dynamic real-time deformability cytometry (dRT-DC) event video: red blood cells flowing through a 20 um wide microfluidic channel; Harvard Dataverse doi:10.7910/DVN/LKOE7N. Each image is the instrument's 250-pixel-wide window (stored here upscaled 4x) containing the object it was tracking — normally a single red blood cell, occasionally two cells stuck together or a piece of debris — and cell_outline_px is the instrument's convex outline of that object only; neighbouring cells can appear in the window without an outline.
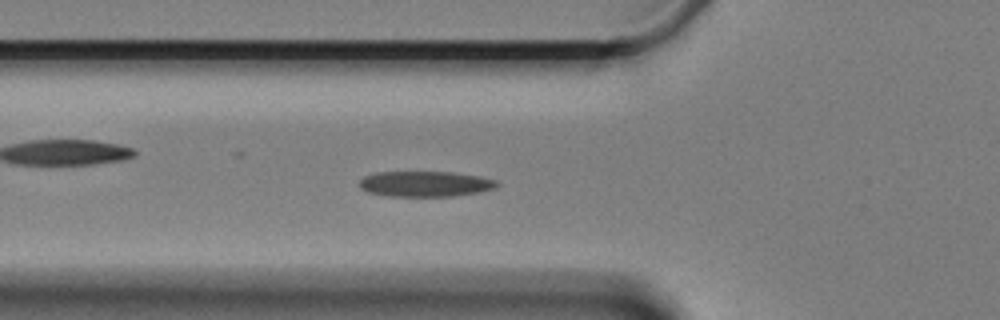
{"species": "Egyptian fruit bat (a non-hibernating species)", "species_latin": "Rousettus aegyptiacus", "temperature_condition": "cold", "stored_images_in_passage": 61, "camera_frame_rate_fps": 3000, "um_per_image_px": 0.085, "animal": {"sex": "female"}, "frame": {"image": 1, "passage_image": 21, "time_ms": 6.667, "image_size_px": [1000, 320], "cell_outline_px": [[500, 184], [496, 188], [480, 192], [452, 196], [388, 196], [368, 192], [360, 188], [356, 184], [364, 176], [376, 172], [452, 172], [480, 176], [496, 180]], "centroid_in_image_um": [36.14, 15.63], "position_along_channel_um": 89.7, "area_um2": 20.63}}
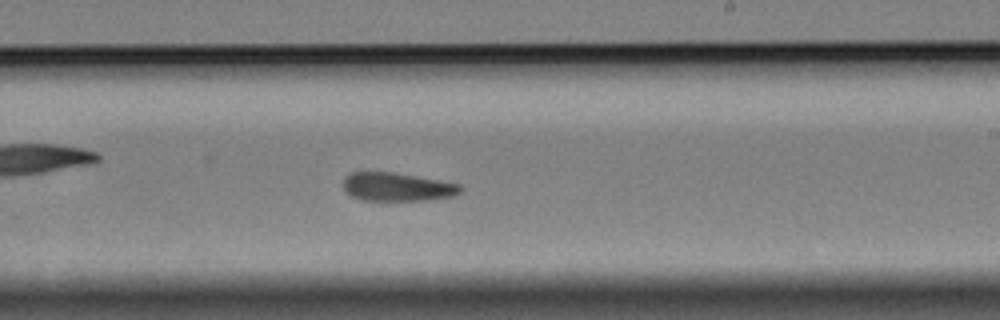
{"frame": {"image": 2, "passage_image": 36, "time_ms": 11.667, "image_size_px": [1000, 320], "cell_outline_px": [[464, 188], [456, 196], [428, 200], [360, 200], [352, 196], [344, 188], [344, 176], [352, 172], [392, 172], [460, 184]], "centroid_in_image_um": [33.78, 15.89], "position_along_channel_um": 255.2, "area_um2": 19.36}}
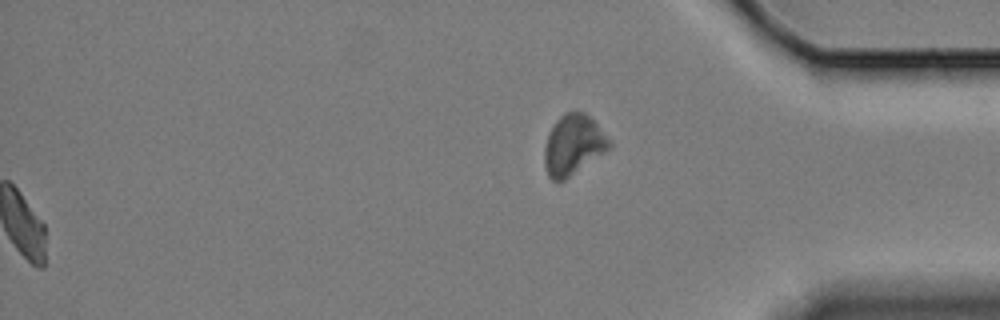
{"frame": {"image": 3, "passage_image": 61, "time_ms": 20.0, "image_size_px": [1000, 320], "cell_outline_px": [[612, 148], [564, 180], [552, 180], [548, 176], [544, 164], [544, 148], [548, 132], [556, 120], [560, 116], [568, 112], [584, 112], [612, 140]], "centroid_in_image_um": [48.73, 12.32], "position_along_channel_um": 386.5, "area_um2": 22.77}, "authors_computed_cell_mechanics": {"area_um2": 20.2878, "velocity_mm_per_s": 3.3028, "shape_relaxation_time_tau1_ms": 6.0353, "shape_relaxation_time_tau2_ms": 3.6753, "deformation_change_tau1": 0.1409, "deformation_change_tau2": 0.1009}}